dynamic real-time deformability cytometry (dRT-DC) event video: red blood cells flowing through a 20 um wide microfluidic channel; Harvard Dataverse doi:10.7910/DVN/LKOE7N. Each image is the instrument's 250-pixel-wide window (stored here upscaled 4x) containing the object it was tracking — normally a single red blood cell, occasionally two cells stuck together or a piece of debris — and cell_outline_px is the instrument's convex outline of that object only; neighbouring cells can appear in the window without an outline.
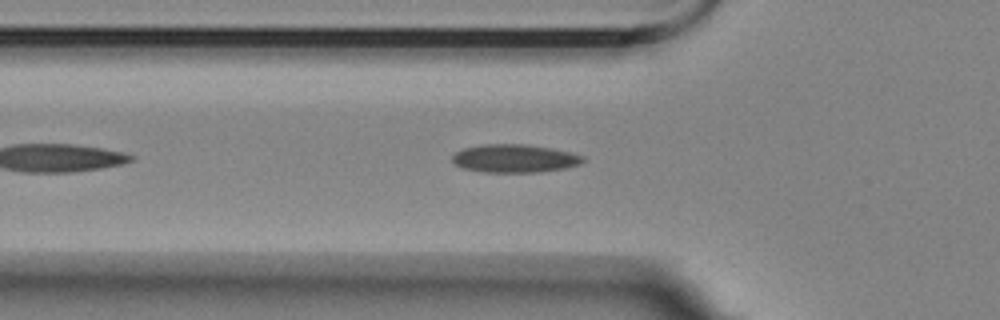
{"species": "Egyptian fruit bat (a non-hibernating species)", "species_latin": "Rousettus aegyptiacus", "temperature_condition": "room temperature", "stored_images_in_passage": 15, "camera_frame_rate_fps": 3000, "um_per_image_px": 0.085, "animal": {"sex": "female"}, "frame": {"image": 1, "passage_image": 7, "time_ms": 2.0, "image_size_px": [1000, 320], "cell_outline_px": [[584, 160], [580, 164], [564, 168], [536, 172], [484, 172], [464, 168], [456, 164], [452, 160], [452, 156], [456, 152], [464, 148], [484, 144], [524, 144], [552, 148], [584, 156]], "centroid_in_image_um": [43.73, 13.46], "position_along_channel_um": 82.1, "area_um2": 21.21}}
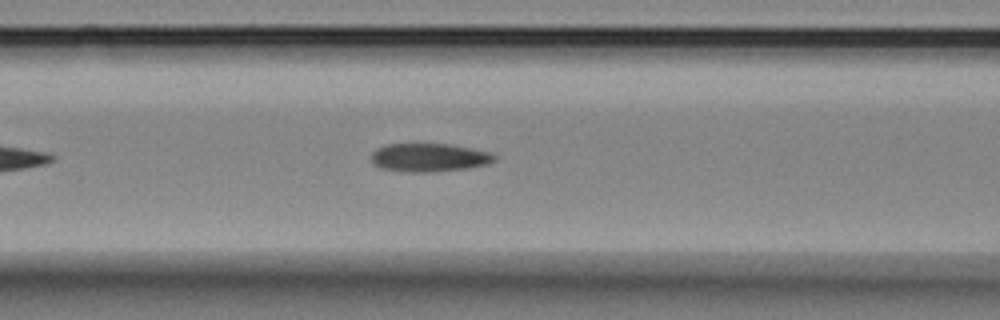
{"frame": {"image": 2, "passage_image": 11, "time_ms": 3.333, "image_size_px": [1000, 320], "cell_outline_px": [[496, 160], [488, 164], [468, 168], [432, 172], [404, 172], [380, 168], [372, 160], [372, 152], [376, 148], [388, 144], [448, 144], [488, 152], [496, 156]], "centroid_in_image_um": [36.46, 13.4], "position_along_channel_um": 130.1, "area_um2": 20.23}}